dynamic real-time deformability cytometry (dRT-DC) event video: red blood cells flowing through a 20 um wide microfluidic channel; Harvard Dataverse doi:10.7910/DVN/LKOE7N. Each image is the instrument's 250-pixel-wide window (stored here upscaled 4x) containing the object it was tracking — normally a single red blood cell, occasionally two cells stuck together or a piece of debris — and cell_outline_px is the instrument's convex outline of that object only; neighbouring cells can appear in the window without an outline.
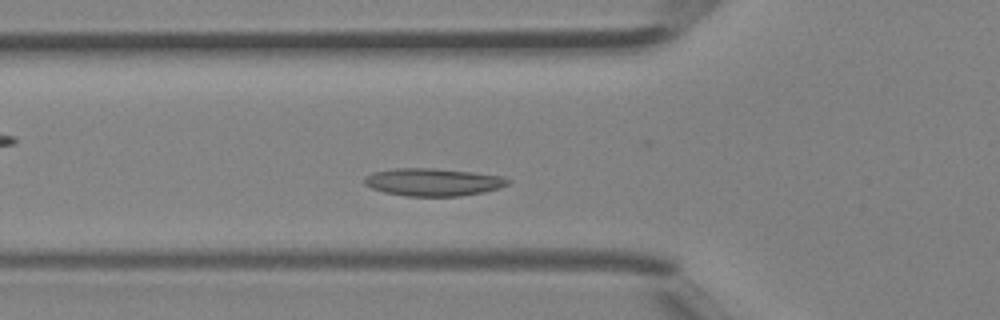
{"species": "Egyptian fruit bat (a non-hibernating species)", "species_latin": "Rousettus aegyptiacus", "temperature_condition": "room temperature", "stored_images_in_passage": 36, "camera_frame_rate_fps": 3000, "um_per_image_px": 0.085, "animal": {"sex": "female"}, "frame": {"image": 1, "passage_image": 9, "time_ms": 2.667, "image_size_px": [1000, 320], "cell_outline_px": [[512, 180], [508, 184], [500, 188], [484, 192], [460, 196], [404, 196], [384, 192], [372, 188], [364, 184], [364, 180], [372, 172], [396, 168], [432, 168], [472, 172], [500, 176]], "centroid_in_image_um": [36.82, 15.48], "position_along_channel_um": 89.0, "area_um2": 23.06}}
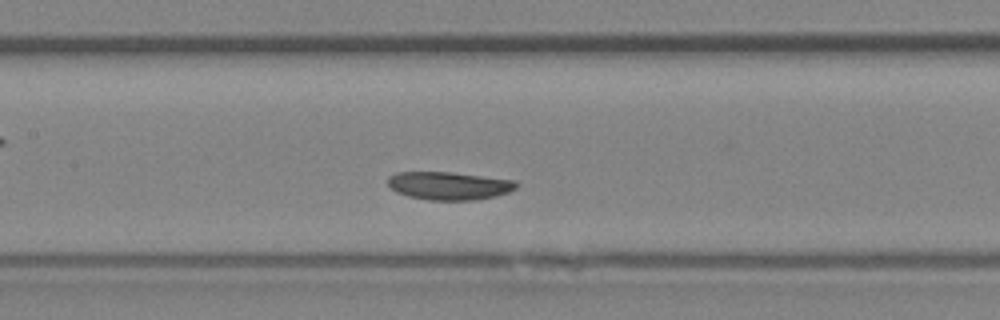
{"frame": {"image": 2, "passage_image": 14, "time_ms": 4.333, "image_size_px": [1000, 320], "cell_outline_px": [[520, 184], [516, 188], [508, 192], [496, 196], [472, 200], [428, 200], [408, 196], [396, 192], [388, 184], [388, 176], [396, 172], [448, 172], [516, 180]], "centroid_in_image_um": [38.17, 15.78], "position_along_channel_um": 169.2, "area_um2": 20.98}}
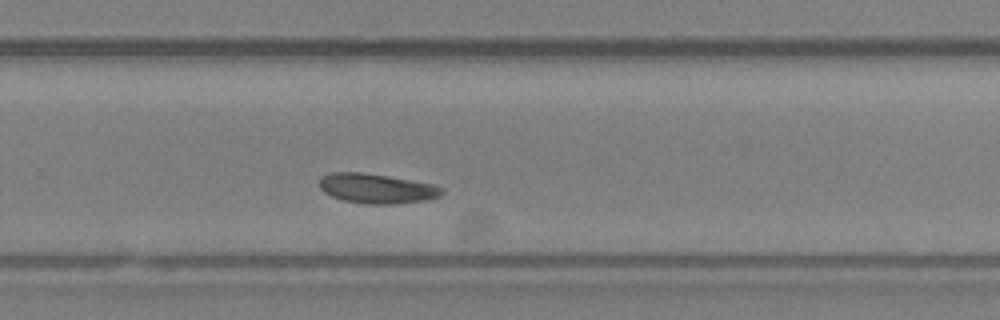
{"frame": {"image": 3, "passage_image": 22, "time_ms": 7.0, "image_size_px": [1000, 320], "cell_outline_px": [[444, 192], [440, 196], [424, 200], [392, 204], [368, 204], [344, 200], [332, 196], [324, 192], [320, 188], [320, 176], [328, 172], [364, 172], [388, 176], [432, 184], [444, 188]], "centroid_in_image_um": [31.99, 16.01], "position_along_channel_um": 297.8, "area_um2": 21.15}}